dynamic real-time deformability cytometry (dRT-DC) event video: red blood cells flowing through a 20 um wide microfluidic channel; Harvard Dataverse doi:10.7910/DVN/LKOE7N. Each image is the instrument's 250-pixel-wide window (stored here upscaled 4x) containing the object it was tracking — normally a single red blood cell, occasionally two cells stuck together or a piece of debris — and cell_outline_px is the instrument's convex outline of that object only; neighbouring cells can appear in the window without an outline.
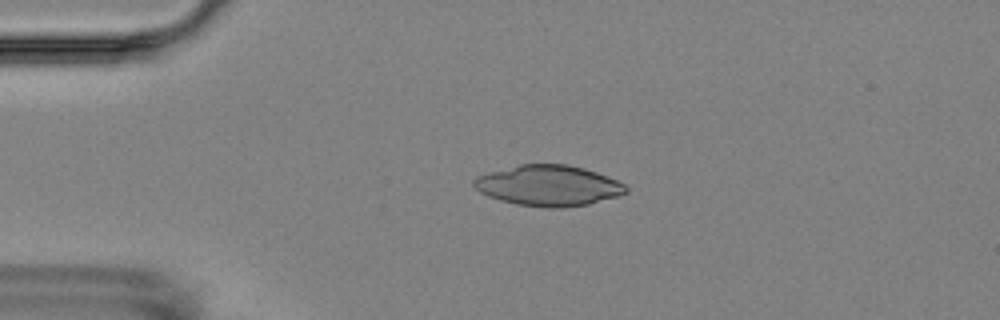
{"species": "Egyptian fruit bat (a non-hibernating species)", "species_latin": "Rousettus aegyptiacus", "temperature_condition": "room temperature", "stored_images_in_passage": 3, "camera_frame_rate_fps": 3000, "um_per_image_px": 0.085, "animal": {"sex": "female"}, "frame": {"image": 1, "passage_image": 3, "time_ms": 2.333, "image_size_px": [1000, 320], "cell_outline_px": [[628, 192], [616, 196], [588, 204], [564, 208], [544, 208], [516, 204], [488, 196], [480, 192], [472, 184], [472, 180], [476, 176], [520, 164], [568, 164], [584, 168], [608, 176], [624, 184], [628, 188]], "centroid_in_image_um": [46.62, 15.78], "position_along_channel_um": 38.4, "area_um2": 36.01}}